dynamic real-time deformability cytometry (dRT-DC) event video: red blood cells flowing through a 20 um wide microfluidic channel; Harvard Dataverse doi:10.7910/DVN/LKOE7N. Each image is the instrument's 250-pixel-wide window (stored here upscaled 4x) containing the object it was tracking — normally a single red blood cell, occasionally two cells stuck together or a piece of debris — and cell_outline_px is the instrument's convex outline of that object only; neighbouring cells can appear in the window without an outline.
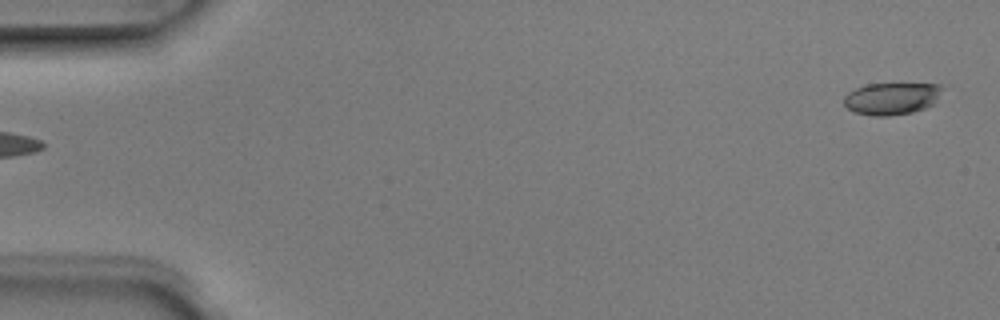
{"species": "Egyptian fruit bat (a non-hibernating species)", "species_latin": "Rousettus aegyptiacus", "temperature_condition": "room temperature", "stored_images_in_passage": 5, "segment_of_instrument_passage": [2, 2], "camera_frame_rate_fps": 3000, "um_per_image_px": 0.085, "animal": {"sex": "male"}, "frame": {"image": 1, "passage_image": 5, "time_ms": 1.333, "image_size_px": [1000, 320], "cell_outline_px": [[944, 88], [932, 104], [924, 108], [912, 112], [888, 116], [872, 116], [856, 112], [848, 108], [844, 104], [844, 96], [848, 92], [856, 88], [868, 84], [940, 84]], "centroid_in_image_um": [75.78, 8.37], "position_along_channel_um": 9.2, "area_um2": 18.21}}